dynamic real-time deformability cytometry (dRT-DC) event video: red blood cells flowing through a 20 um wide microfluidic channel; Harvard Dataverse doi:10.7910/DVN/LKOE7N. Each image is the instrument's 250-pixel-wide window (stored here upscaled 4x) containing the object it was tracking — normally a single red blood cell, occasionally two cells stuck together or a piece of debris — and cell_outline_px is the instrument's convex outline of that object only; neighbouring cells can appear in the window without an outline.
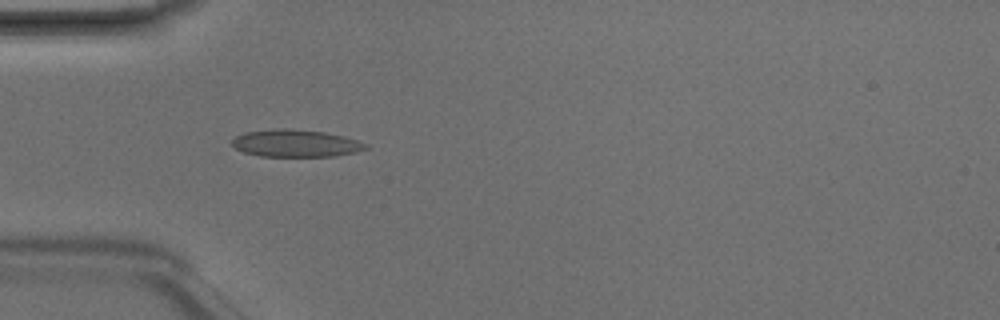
{"species": "Egyptian fruit bat (a non-hibernating species)", "species_latin": "Rousettus aegyptiacus", "temperature_condition": "room temperature", "stored_images_in_passage": 5, "camera_frame_rate_fps": 3000, "um_per_image_px": 0.085, "animal": {"sex": "male"}, "frame": {"image": 1, "passage_image": 3, "time_ms": 0.667, "image_size_px": [1000, 320], "cell_outline_px": [[368, 148], [356, 152], [336, 156], [260, 156], [244, 152], [236, 148], [232, 144], [232, 140], [236, 136], [244, 132], [280, 128], [284, 128], [324, 132], [344, 136], [368, 144]], "centroid_in_image_um": [25.15, 12.18], "position_along_channel_um": 59.9, "area_um2": 21.15}}